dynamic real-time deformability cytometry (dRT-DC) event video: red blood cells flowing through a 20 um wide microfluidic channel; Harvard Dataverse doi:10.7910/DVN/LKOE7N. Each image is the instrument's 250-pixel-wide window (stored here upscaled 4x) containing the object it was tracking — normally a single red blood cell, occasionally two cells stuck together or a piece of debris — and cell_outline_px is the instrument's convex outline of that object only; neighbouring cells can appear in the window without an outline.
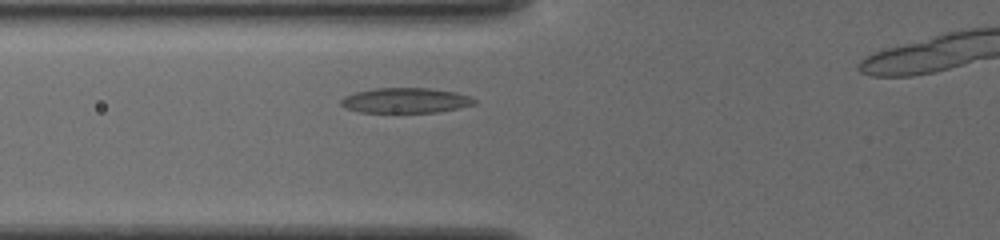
{"species": "common noctule bat (a hibernating species)", "species_latin": "Nyctalus noctula", "temperature_condition": "cold", "stored_images_in_passage": 37, "camera_frame_rate_fps": 3000, "um_per_image_px": 0.085, "animal": {"sex": "female", "body_mass_g": 19.5, "forearm_length_mm": 54.1}, "frame": {"image": 1, "passage_image": 9, "time_ms": 2.667, "image_size_px": [1000, 240], "cell_outline_px": [[476, 104], [436, 112], [360, 112], [344, 108], [340, 104], [340, 100], [344, 96], [356, 92], [372, 88], [428, 88], [456, 92], [468, 96], [476, 100]], "centroid_in_image_um": [34.42, 8.53], "position_along_channel_um": 91.4, "area_um2": 19.48}}
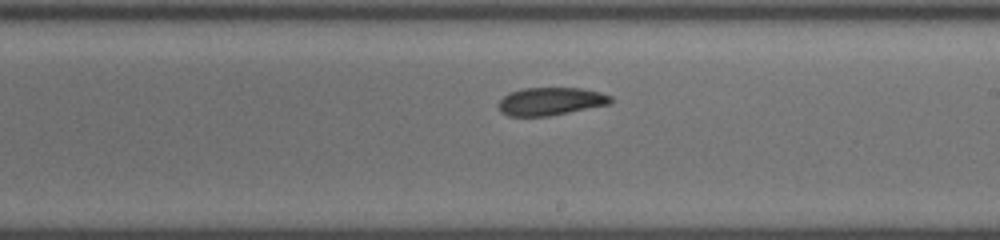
{"frame": {"image": 2, "passage_image": 21, "time_ms": 6.667, "image_size_px": [1000, 240], "cell_outline_px": [[612, 100], [608, 104], [548, 116], [508, 116], [500, 112], [496, 104], [508, 92], [520, 88], [580, 88], [600, 92], [612, 96]], "centroid_in_image_um": [46.73, 8.61], "position_along_channel_um": 242.3, "area_um2": 18.26}}
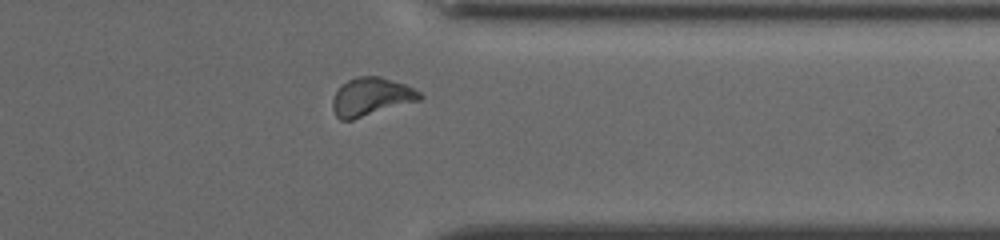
{"frame": {"image": 3, "passage_image": 32, "time_ms": 10.333, "image_size_px": [1000, 240], "cell_outline_px": [[424, 96], [420, 100], [352, 120], [340, 120], [336, 116], [332, 108], [332, 100], [336, 92], [348, 80], [356, 76], [380, 76], [404, 84], [420, 92]], "centroid_in_image_um": [31.54, 8.23], "position_along_channel_um": 379.9, "area_um2": 19.25}}